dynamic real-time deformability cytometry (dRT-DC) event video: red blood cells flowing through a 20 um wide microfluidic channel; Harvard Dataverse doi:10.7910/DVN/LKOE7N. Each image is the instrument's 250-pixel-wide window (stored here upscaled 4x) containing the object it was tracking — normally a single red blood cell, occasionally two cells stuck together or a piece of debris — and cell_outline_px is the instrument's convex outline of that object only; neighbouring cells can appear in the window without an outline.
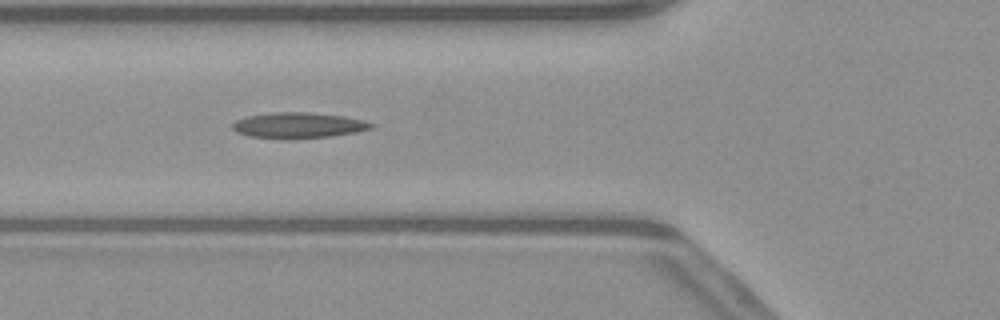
{"species": "common noctule bat (a hibernating species)", "species_latin": "Nyctalus noctula", "temperature_condition": "warm", "stored_images_in_passage": 52, "segment_of_instrument_passage": [1, 2], "camera_frame_rate_fps": 3000, "um_per_image_px": 0.085, "animal": {"sex": "male", "body_mass_g": 23.1, "forearm_length_mm": 52.7}, "frame": {"image": 1, "passage_image": 19, "time_ms": 6.0, "image_size_px": [1000, 320], "cell_outline_px": [[376, 128], [356, 132], [332, 136], [288, 140], [248, 136], [236, 132], [232, 128], [232, 124], [236, 120], [248, 116], [272, 112], [304, 112], [344, 116], [364, 120], [376, 124]], "centroid_in_image_um": [25.39, 10.67], "position_along_channel_um": 100.4, "area_um2": 21.15}}
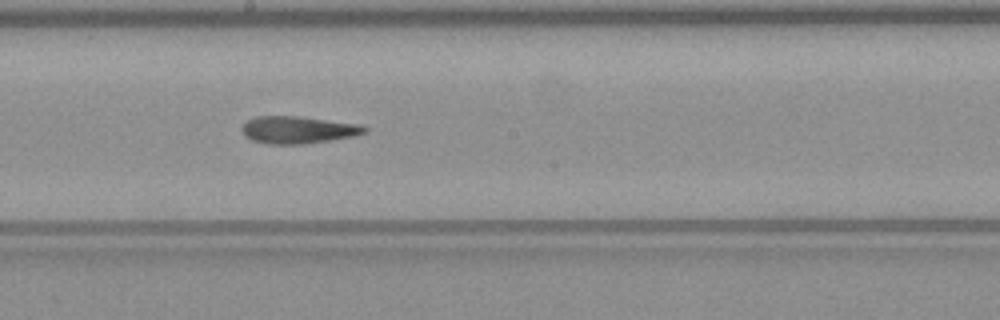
{"frame": {"image": 2, "passage_image": 28, "time_ms": 9.0, "image_size_px": [1000, 320], "cell_outline_px": [[368, 128], [364, 132], [352, 136], [304, 144], [268, 144], [252, 140], [244, 136], [240, 128], [248, 120], [256, 116], [300, 116], [360, 124]], "centroid_in_image_um": [25.28, 11.03], "position_along_channel_um": 222.9, "area_um2": 19.42}}
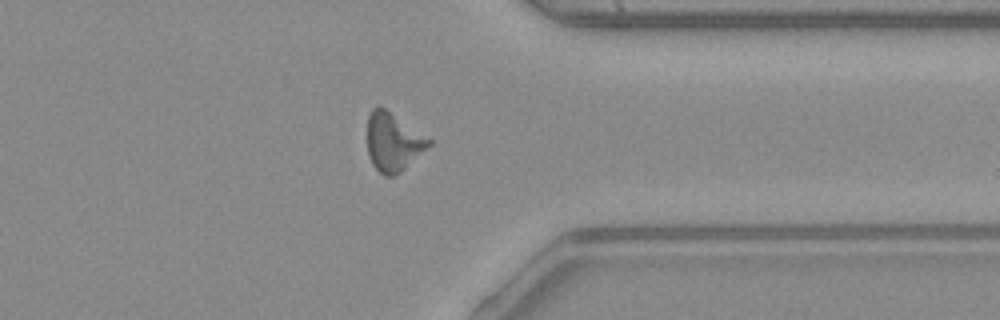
{"frame": {"image": 3, "passage_image": 40, "time_ms": 13.0, "image_size_px": [1000, 320], "cell_outline_px": [[432, 144], [400, 172], [392, 176], [384, 176], [372, 164], [368, 152], [368, 116], [372, 108], [384, 108], [432, 140]], "centroid_in_image_um": [33.42, 12.09], "position_along_channel_um": 378.0, "area_um2": 20.46}}